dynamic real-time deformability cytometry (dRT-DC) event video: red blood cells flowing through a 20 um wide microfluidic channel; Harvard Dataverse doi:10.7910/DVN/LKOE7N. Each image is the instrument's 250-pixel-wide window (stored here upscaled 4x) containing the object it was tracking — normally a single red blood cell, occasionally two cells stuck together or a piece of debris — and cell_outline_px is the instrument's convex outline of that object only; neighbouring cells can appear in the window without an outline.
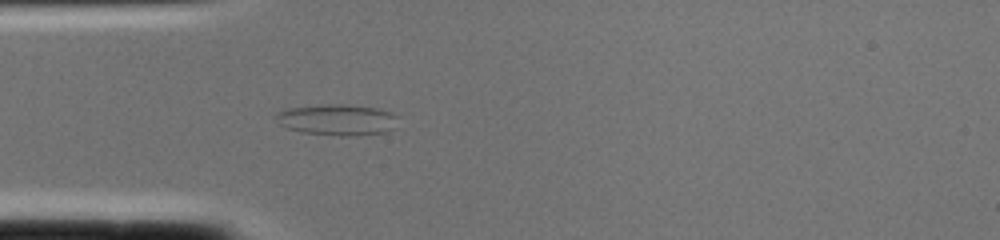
{"species": "common noctule bat (a hibernating species)", "species_latin": "Nyctalus noctula", "temperature_condition": "cold", "stored_images_in_passage": 2, "camera_frame_rate_fps": 3000, "um_per_image_px": 0.085, "animal": {"sex": "female", "body_mass_g": 22.0, "forearm_length_mm": 56.7}, "frame": {"image": 1, "passage_image": 2, "time_ms": 0.333, "image_size_px": [1000, 240], "cell_outline_px": [[396, 116], [392, 128], [388, 132], [356, 136], [340, 136], [300, 132], [288, 128], [280, 124], [276, 116], [276, 112], [288, 108], [324, 104], [344, 104], [376, 108], [392, 112]], "centroid_in_image_um": [28.65, 10.18], "position_along_channel_um": 56.4, "area_um2": 22.08}}